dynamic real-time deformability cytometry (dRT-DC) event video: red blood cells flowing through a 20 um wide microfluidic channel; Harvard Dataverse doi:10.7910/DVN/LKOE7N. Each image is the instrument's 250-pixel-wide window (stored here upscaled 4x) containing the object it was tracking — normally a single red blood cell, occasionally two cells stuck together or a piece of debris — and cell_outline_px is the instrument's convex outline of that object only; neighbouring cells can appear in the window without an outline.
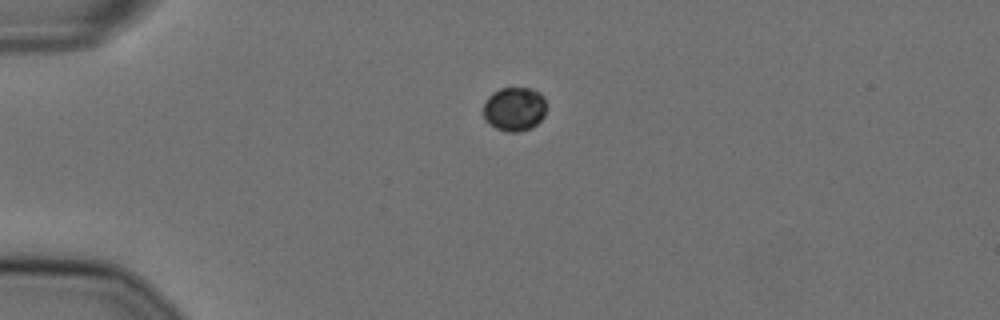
{"species": "Egyptian fruit bat (a non-hibernating species)", "species_latin": "Rousettus aegyptiacus", "temperature_condition": "cold", "stored_images_in_passage": 33, "camera_frame_rate_fps": 3000, "um_per_image_px": 0.085, "animal": {"sex": "female"}, "frame": {"image": 1, "passage_image": 1, "time_ms": 0.0, "image_size_px": [1000, 320], "cell_outline_px": [[544, 116], [532, 128], [520, 132], [508, 132], [496, 128], [488, 124], [484, 120], [484, 100], [492, 92], [500, 88], [532, 88], [540, 92], [544, 96]], "centroid_in_image_um": [43.7, 9.26], "position_along_channel_um": 41.3, "area_um2": 16.36}}
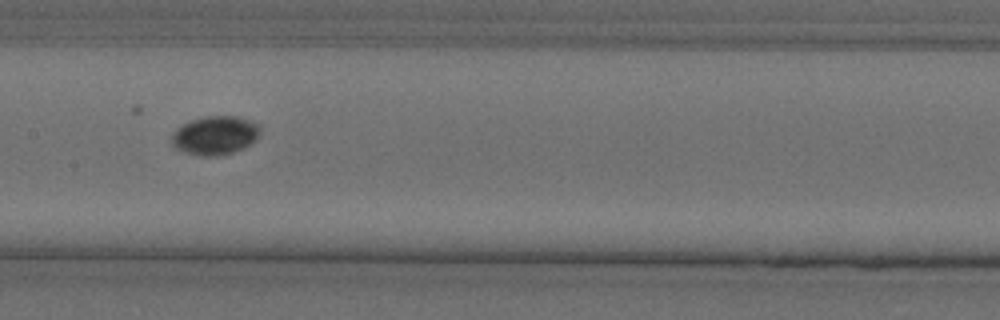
{"frame": {"image": 2, "passage_image": 16, "time_ms": 5.0, "image_size_px": [1000, 320], "cell_outline_px": [[260, 136], [252, 144], [244, 148], [232, 152], [216, 156], [200, 156], [184, 152], [176, 148], [172, 144], [172, 132], [176, 128], [188, 120], [204, 116], [236, 116], [248, 120], [256, 124], [260, 128]], "centroid_in_image_um": [18.27, 11.5], "position_along_channel_um": 189.1, "area_um2": 20.17}}
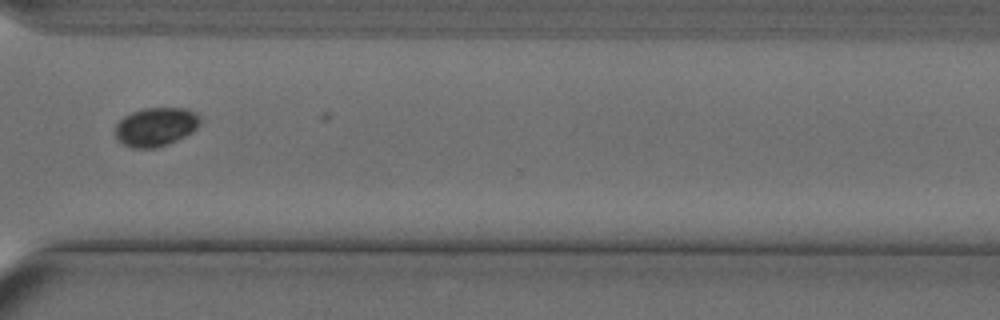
{"frame": {"image": 3, "passage_image": 30, "time_ms": 9.667, "image_size_px": [1000, 320], "cell_outline_px": [[200, 124], [192, 132], [168, 144], [156, 148], [132, 148], [116, 140], [116, 124], [124, 116], [132, 112], [144, 108], [184, 108], [196, 112], [200, 116]], "centroid_in_image_um": [13.24, 10.78], "position_along_channel_um": 357.4, "area_um2": 19.19}}